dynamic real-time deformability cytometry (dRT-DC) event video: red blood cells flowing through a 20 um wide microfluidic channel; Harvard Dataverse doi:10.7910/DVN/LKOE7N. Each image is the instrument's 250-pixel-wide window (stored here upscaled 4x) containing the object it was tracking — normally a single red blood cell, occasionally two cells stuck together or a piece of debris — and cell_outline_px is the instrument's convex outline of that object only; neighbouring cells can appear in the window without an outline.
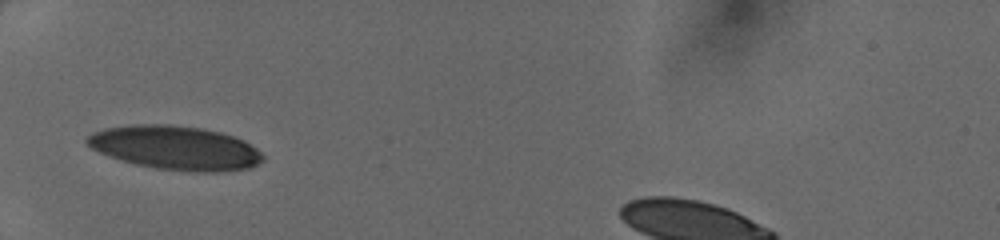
{"species": "human", "species_latin": "Homo sapiens", "temperature_condition": "cold", "stored_images_in_passage": 21, "camera_frame_rate_fps": 3000, "um_per_image_px": 0.085, "donor": {"sex": "female"}, "frame": {"image": 1, "passage_image": 1, "time_ms": 0.0, "image_size_px": [1000, 240], "cell_outline_px": [[264, 160], [248, 168], [216, 172], [188, 172], [156, 168], [136, 164], [100, 152], [92, 148], [84, 140], [92, 132], [104, 128], [132, 124], [168, 124], [204, 128], [220, 132], [244, 140], [256, 148], [264, 156]], "centroid_in_image_um": [14.92, 12.55], "position_along_channel_um": 70.1, "area_um2": 44.91}}
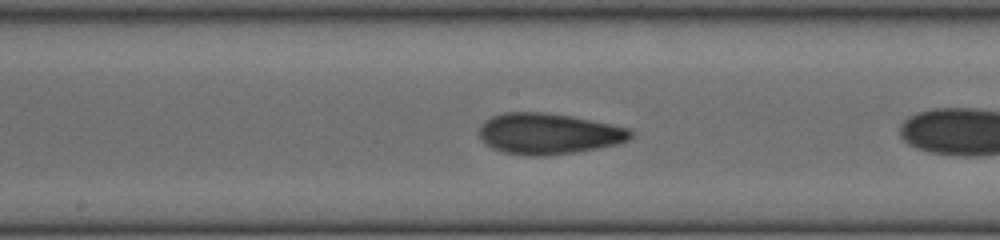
{"frame": {"image": 2, "passage_image": 8, "time_ms": 2.333, "image_size_px": [1000, 240], "cell_outline_px": [[636, 132], [628, 140], [620, 144], [548, 156], [528, 156], [504, 152], [492, 148], [484, 144], [480, 140], [480, 124], [484, 120], [492, 116], [504, 112], [548, 112], [572, 116], [628, 128]], "centroid_in_image_um": [46.6, 11.36], "position_along_channel_um": 201.6, "area_um2": 36.41}}
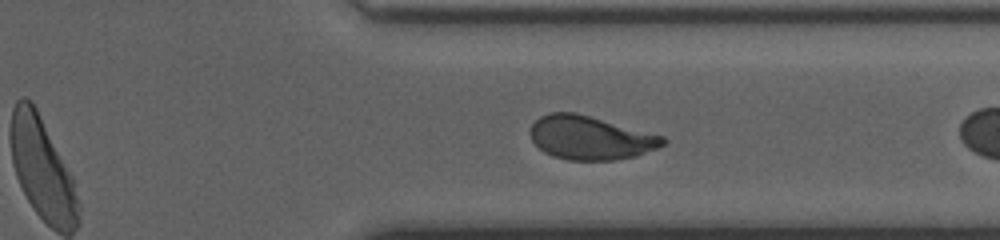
{"frame": {"image": 3, "passage_image": 19, "time_ms": 6.0, "image_size_px": [1000, 240], "cell_outline_px": [[668, 140], [664, 144], [656, 148], [636, 156], [616, 160], [568, 160], [552, 156], [544, 152], [532, 140], [528, 132], [532, 124], [540, 116], [548, 112], [576, 112], [664, 136]], "centroid_in_image_um": [50.16, 11.7], "position_along_channel_um": 361.2, "area_um2": 33.87}}